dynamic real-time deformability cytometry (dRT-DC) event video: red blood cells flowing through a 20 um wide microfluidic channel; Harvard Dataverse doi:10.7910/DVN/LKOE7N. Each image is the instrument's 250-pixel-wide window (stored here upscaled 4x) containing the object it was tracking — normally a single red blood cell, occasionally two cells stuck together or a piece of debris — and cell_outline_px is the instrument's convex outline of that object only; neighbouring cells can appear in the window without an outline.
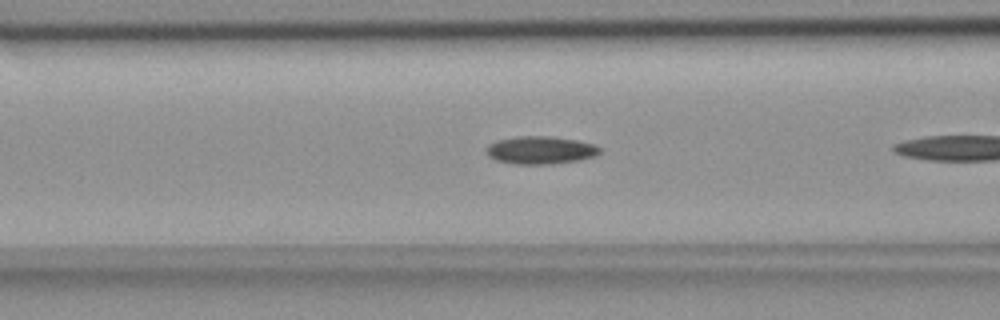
{"species": "common noctule bat (a hibernating species)", "species_latin": "Nyctalus noctula", "temperature_condition": "room temperature", "stored_images_in_passage": 8, "camera_frame_rate_fps": 3000, "um_per_image_px": 0.085, "animal": {"sex": "female", "body_mass_g": 18.4}, "frame": {"image": 1, "passage_image": 7, "time_ms": 2.0, "image_size_px": [1000, 320], "cell_outline_px": [[600, 152], [596, 156], [580, 160], [544, 164], [516, 164], [496, 160], [488, 156], [488, 144], [496, 140], [516, 136], [552, 136], [576, 140], [592, 144], [600, 148]], "centroid_in_image_um": [45.93, 12.75], "position_along_channel_um": 120.7, "area_um2": 18.26}}